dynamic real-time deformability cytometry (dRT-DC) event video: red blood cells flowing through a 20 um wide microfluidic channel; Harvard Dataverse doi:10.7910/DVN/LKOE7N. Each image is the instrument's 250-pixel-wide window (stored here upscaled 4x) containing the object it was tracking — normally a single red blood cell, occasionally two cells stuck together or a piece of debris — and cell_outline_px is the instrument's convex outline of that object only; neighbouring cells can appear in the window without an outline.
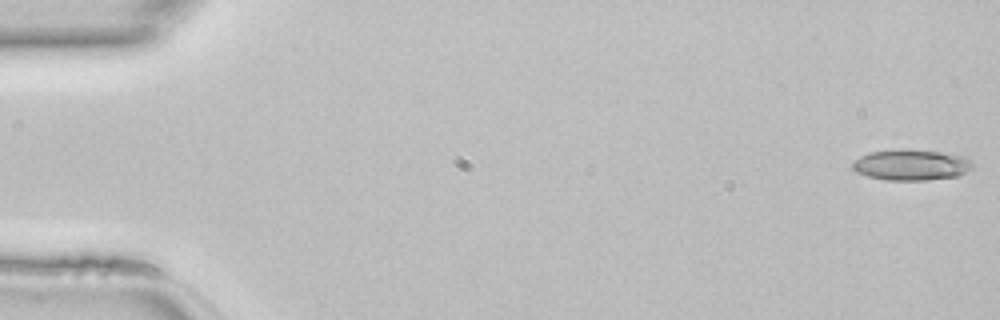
{"species": "common noctule bat (a hibernating species)", "species_latin": "Nyctalus noctula", "temperature_condition": "room temperature", "stored_images_in_passage": 41, "camera_frame_rate_fps": 3000, "um_per_image_px": 0.085, "animal": {"sex": "female", "body_mass_g": 22.7, "forearm_length_mm": 54.2}, "frame": {"image": 1, "passage_image": 1, "time_ms": 0.0, "image_size_px": [1000, 320], "cell_outline_px": [[972, 168], [956, 176], [928, 180], [888, 180], [868, 176], [856, 172], [852, 168], [852, 160], [868, 152], [900, 148], [908, 148], [940, 152], [964, 156], [972, 160]], "centroid_in_image_um": [77.41, 13.99], "position_along_channel_um": 7.6, "area_um2": 21.85}}
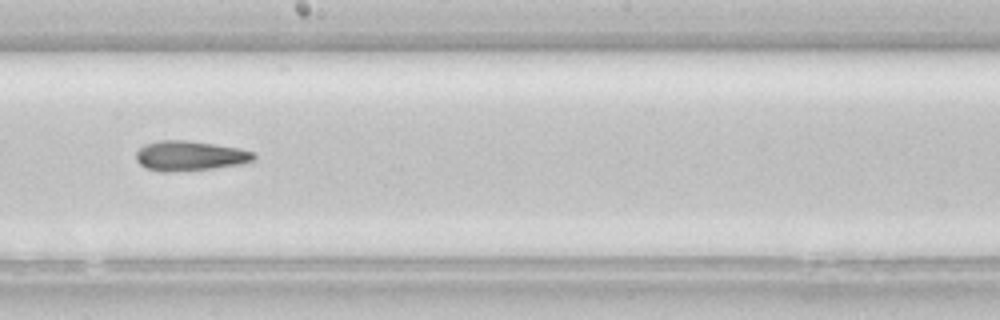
{"frame": {"image": 2, "passage_image": 26, "time_ms": 8.333, "image_size_px": [1000, 320], "cell_outline_px": [[256, 160], [240, 164], [212, 168], [168, 172], [160, 172], [148, 168], [140, 164], [136, 160], [136, 152], [144, 144], [160, 140], [184, 140], [240, 148], [252, 152], [256, 156]], "centroid_in_image_um": [16.12, 13.24], "position_along_channel_um": 232.1, "area_um2": 20.35}}
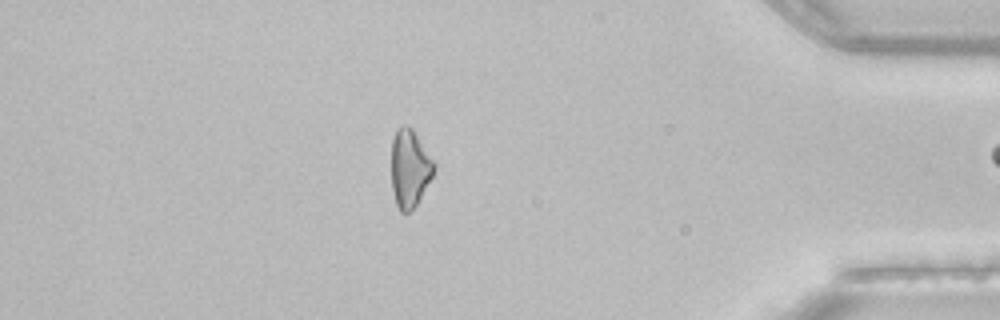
{"frame": {"image": 3, "passage_image": 40, "time_ms": 13.0, "image_size_px": [1000, 320], "cell_outline_px": [[436, 168], [432, 176], [416, 204], [408, 212], [400, 212], [396, 204], [392, 192], [392, 140], [396, 128], [400, 124], [408, 124], [412, 128], [436, 164]], "centroid_in_image_um": [34.81, 14.26], "position_along_channel_um": 400.4, "area_um2": 19.31}}